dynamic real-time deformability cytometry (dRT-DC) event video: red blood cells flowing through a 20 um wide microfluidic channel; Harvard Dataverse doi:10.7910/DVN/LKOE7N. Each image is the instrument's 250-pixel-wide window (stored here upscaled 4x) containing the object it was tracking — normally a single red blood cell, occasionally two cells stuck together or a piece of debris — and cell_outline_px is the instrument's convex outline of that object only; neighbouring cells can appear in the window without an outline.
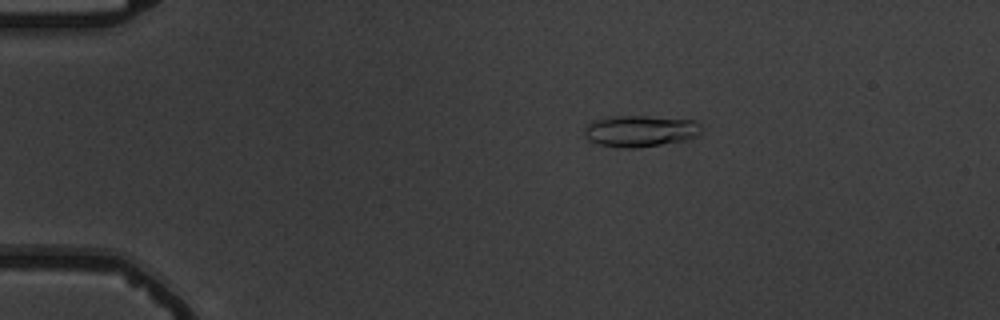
{"species": "common noctule bat (a hibernating species)", "species_latin": "Nyctalus noctula", "temperature_condition": "warm", "stored_images_in_passage": 6, "camera_frame_rate_fps": 3000, "um_per_image_px": 0.085, "animal": {"sex": "male", "body_mass_g": 19.5, "forearm_length_mm": 54.6}, "frame": {"image": 1, "passage_image": 4, "time_ms": 3.667, "image_size_px": [1000, 320], "cell_outline_px": [[700, 136], [688, 140], [636, 148], [616, 148], [600, 144], [588, 140], [584, 132], [584, 128], [592, 120], [612, 116], [648, 116], [692, 120], [700, 124]], "centroid_in_image_um": [54.42, 11.14], "position_along_channel_um": 30.6, "area_um2": 21.62}}